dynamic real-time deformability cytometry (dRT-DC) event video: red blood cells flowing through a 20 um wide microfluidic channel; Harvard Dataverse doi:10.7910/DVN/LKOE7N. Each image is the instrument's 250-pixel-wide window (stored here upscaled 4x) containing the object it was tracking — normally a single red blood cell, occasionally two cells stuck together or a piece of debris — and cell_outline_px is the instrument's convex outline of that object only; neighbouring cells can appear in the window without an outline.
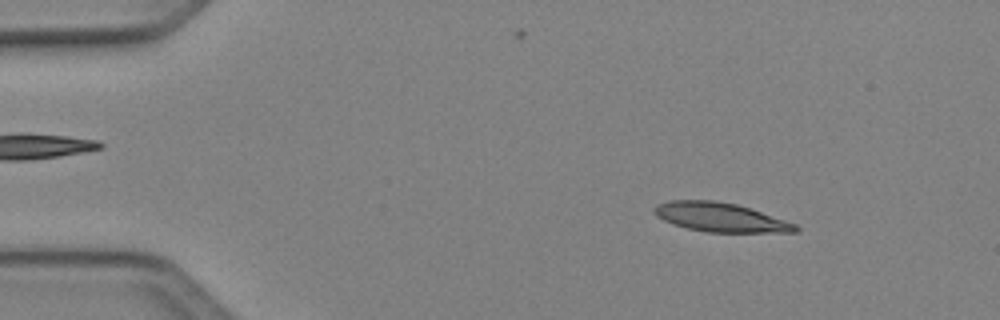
{"species": "Egyptian fruit bat (a non-hibernating species)", "species_latin": "Rousettus aegyptiacus", "temperature_condition": "cold", "stored_images_in_passage": 48, "camera_frame_rate_fps": 3000, "um_per_image_px": 0.085, "animal": {"sex": "female"}, "frame": {"image": 1, "passage_image": 6, "time_ms": 1.667, "image_size_px": [1000, 320], "cell_outline_px": [[800, 228], [796, 232], [708, 232], [688, 228], [672, 224], [656, 216], [652, 212], [652, 208], [656, 204], [668, 200], [716, 200], [736, 204], [796, 224]], "centroid_in_image_um": [61.16, 18.46], "position_along_channel_um": 23.8, "area_um2": 23.81}}
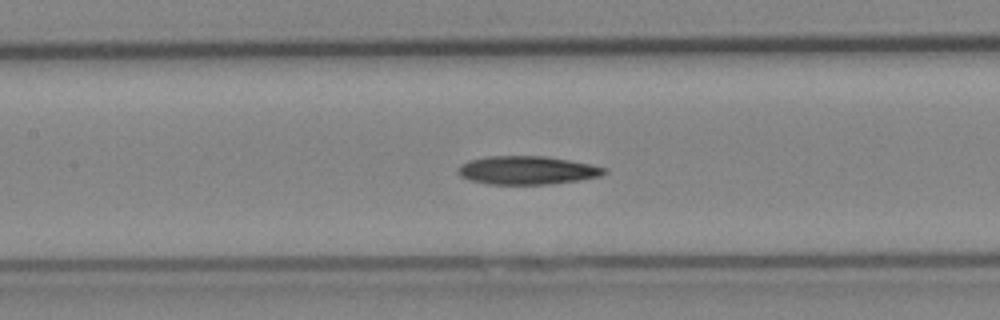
{"frame": {"image": 2, "passage_image": 22, "time_ms": 7.0, "image_size_px": [1000, 320], "cell_outline_px": [[608, 172], [600, 176], [580, 180], [548, 184], [488, 184], [468, 180], [460, 176], [456, 172], [460, 164], [468, 160], [484, 156], [544, 156], [592, 164], [608, 168]], "centroid_in_image_um": [44.78, 14.47], "position_along_channel_um": 162.6, "area_um2": 24.45}}
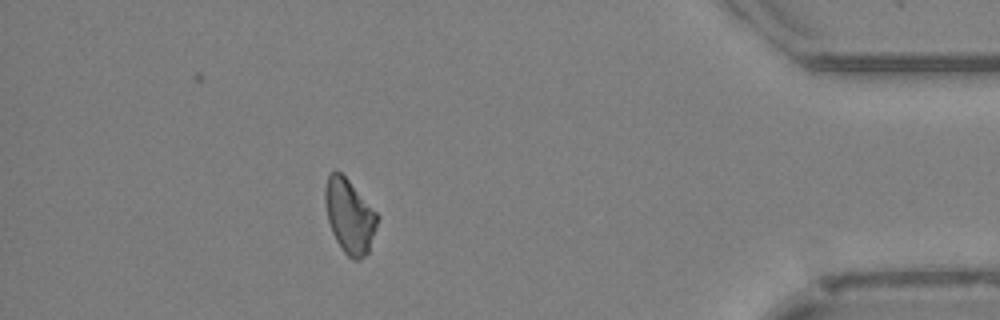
{"frame": {"image": 3, "passage_image": 43, "time_ms": 14.0, "image_size_px": [1000, 320], "cell_outline_px": [[380, 216], [368, 252], [360, 260], [352, 260], [344, 252], [336, 240], [332, 232], [328, 220], [324, 200], [324, 188], [328, 172], [336, 168], [348, 180]], "centroid_in_image_um": [29.69, 18.34], "position_along_channel_um": 405.5, "area_um2": 22.66}, "authors_computed_cell_mechanics": {"area_um2": 23.6113, "velocity_mm_per_s": 4.1011, "shape_relaxation_time_tau1_ms": 3.555, "shape_relaxation_time_tau2_ms": null, "deformation_change_tau1": 0.1287, "deformation_change_tau2": null}}